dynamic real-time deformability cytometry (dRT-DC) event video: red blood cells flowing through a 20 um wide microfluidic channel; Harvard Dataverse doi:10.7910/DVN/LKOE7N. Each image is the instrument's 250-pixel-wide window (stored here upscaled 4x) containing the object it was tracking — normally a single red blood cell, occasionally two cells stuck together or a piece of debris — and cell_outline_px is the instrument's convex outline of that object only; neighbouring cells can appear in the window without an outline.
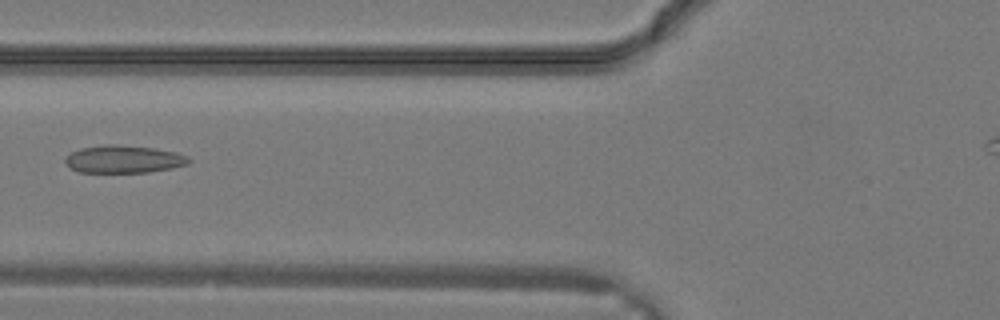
{"species": "common noctule bat (a hibernating species)", "species_latin": "Nyctalus noctula", "temperature_condition": "warm", "stored_images_in_passage": 20, "camera_frame_rate_fps": 3000, "um_per_image_px": 0.085, "animal": {"sex": "male", "body_mass_g": 19.2, "forearm_length_mm": 51.8}, "frame": {"image": 1, "passage_image": 3, "time_ms": 0.667, "image_size_px": [1000, 320], "cell_outline_px": [[192, 160], [188, 164], [172, 168], [148, 172], [80, 172], [68, 168], [64, 164], [64, 160], [72, 152], [80, 148], [108, 144], [116, 144], [152, 148], [176, 152], [188, 156]], "centroid_in_image_um": [10.5, 13.53], "position_along_channel_um": 115.3, "area_um2": 19.94}}
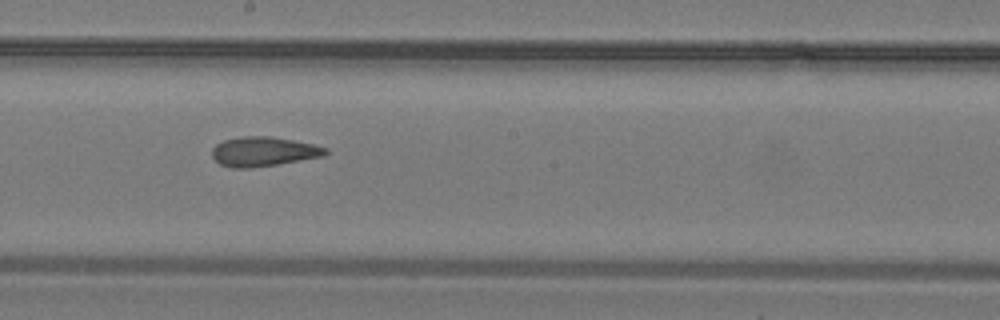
{"frame": {"image": 2, "passage_image": 8, "time_ms": 2.333, "image_size_px": [1000, 320], "cell_outline_px": [[328, 152], [324, 156], [276, 164], [248, 168], [232, 168], [220, 164], [212, 156], [212, 148], [216, 144], [224, 140], [244, 136], [268, 136], [292, 140], [312, 144], [328, 148]], "centroid_in_image_um": [22.38, 12.88], "position_along_channel_um": 225.8, "area_um2": 19.31}}
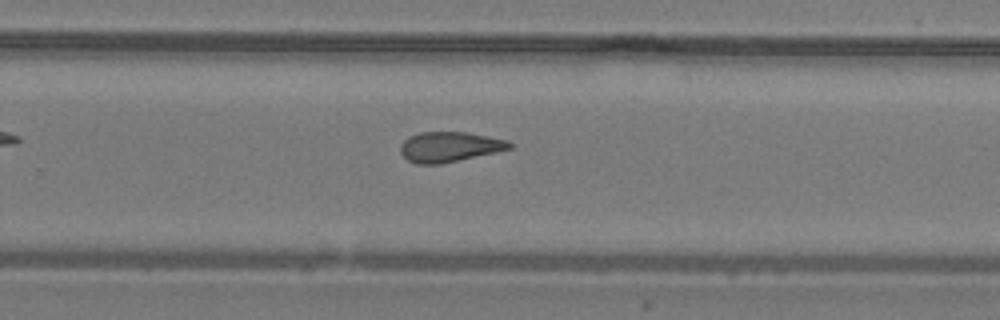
{"frame": {"image": 3, "passage_image": 11, "time_ms": 3.333, "image_size_px": [1000, 320], "cell_outline_px": [[512, 148], [496, 152], [440, 164], [416, 164], [408, 160], [400, 152], [400, 144], [408, 136], [420, 132], [468, 132], [508, 140], [512, 144]], "centroid_in_image_um": [38.19, 12.47], "position_along_channel_um": 291.6, "area_um2": 19.19}}